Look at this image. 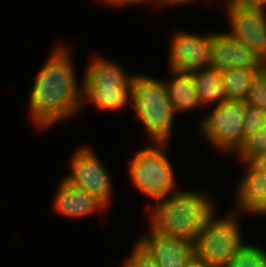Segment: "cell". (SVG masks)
<instances>
[{"mask_svg":"<svg viewBox=\"0 0 266 267\" xmlns=\"http://www.w3.org/2000/svg\"><path fill=\"white\" fill-rule=\"evenodd\" d=\"M68 52L61 46L54 50L34 82L29 108L38 128L73 115L84 104V89H78Z\"/></svg>","mask_w":266,"mask_h":267,"instance_id":"6da1fadb","label":"cell"},{"mask_svg":"<svg viewBox=\"0 0 266 267\" xmlns=\"http://www.w3.org/2000/svg\"><path fill=\"white\" fill-rule=\"evenodd\" d=\"M209 200L200 192L175 191L154 207L151 228L168 237L194 242L205 220L214 212Z\"/></svg>","mask_w":266,"mask_h":267,"instance_id":"7a4b0ae2","label":"cell"},{"mask_svg":"<svg viewBox=\"0 0 266 267\" xmlns=\"http://www.w3.org/2000/svg\"><path fill=\"white\" fill-rule=\"evenodd\" d=\"M130 101L135 113L155 142L168 143L175 112L168 98L166 82L134 75Z\"/></svg>","mask_w":266,"mask_h":267,"instance_id":"3957f363","label":"cell"},{"mask_svg":"<svg viewBox=\"0 0 266 267\" xmlns=\"http://www.w3.org/2000/svg\"><path fill=\"white\" fill-rule=\"evenodd\" d=\"M205 220L194 241L195 254L212 267H226L244 244L234 215Z\"/></svg>","mask_w":266,"mask_h":267,"instance_id":"277c9868","label":"cell"},{"mask_svg":"<svg viewBox=\"0 0 266 267\" xmlns=\"http://www.w3.org/2000/svg\"><path fill=\"white\" fill-rule=\"evenodd\" d=\"M156 144L157 147H148L136 153L132 158L129 174L140 191L160 201L175 193L172 192L175 182L172 165L161 150L167 142Z\"/></svg>","mask_w":266,"mask_h":267,"instance_id":"5b68a950","label":"cell"},{"mask_svg":"<svg viewBox=\"0 0 266 267\" xmlns=\"http://www.w3.org/2000/svg\"><path fill=\"white\" fill-rule=\"evenodd\" d=\"M244 100H223L201 123V131L213 146L220 150H234L244 141Z\"/></svg>","mask_w":266,"mask_h":267,"instance_id":"8992f818","label":"cell"},{"mask_svg":"<svg viewBox=\"0 0 266 267\" xmlns=\"http://www.w3.org/2000/svg\"><path fill=\"white\" fill-rule=\"evenodd\" d=\"M266 8L243 6L229 0L227 15L232 37L260 55L266 62Z\"/></svg>","mask_w":266,"mask_h":267,"instance_id":"52a82bcc","label":"cell"},{"mask_svg":"<svg viewBox=\"0 0 266 267\" xmlns=\"http://www.w3.org/2000/svg\"><path fill=\"white\" fill-rule=\"evenodd\" d=\"M72 173L65 178L72 186L97 196L106 205L112 193L111 179L90 148L81 147L72 158Z\"/></svg>","mask_w":266,"mask_h":267,"instance_id":"ba28073f","label":"cell"},{"mask_svg":"<svg viewBox=\"0 0 266 267\" xmlns=\"http://www.w3.org/2000/svg\"><path fill=\"white\" fill-rule=\"evenodd\" d=\"M265 66V60L239 39L229 33H212L210 67L221 71L239 67L258 72Z\"/></svg>","mask_w":266,"mask_h":267,"instance_id":"9c48e42d","label":"cell"},{"mask_svg":"<svg viewBox=\"0 0 266 267\" xmlns=\"http://www.w3.org/2000/svg\"><path fill=\"white\" fill-rule=\"evenodd\" d=\"M212 33H178L171 41L170 70L193 73L210 66Z\"/></svg>","mask_w":266,"mask_h":267,"instance_id":"30bf717a","label":"cell"},{"mask_svg":"<svg viewBox=\"0 0 266 267\" xmlns=\"http://www.w3.org/2000/svg\"><path fill=\"white\" fill-rule=\"evenodd\" d=\"M150 235H143L138 243L155 260L158 267H185L195 254L194 242L168 237L150 227Z\"/></svg>","mask_w":266,"mask_h":267,"instance_id":"8fae6325","label":"cell"},{"mask_svg":"<svg viewBox=\"0 0 266 267\" xmlns=\"http://www.w3.org/2000/svg\"><path fill=\"white\" fill-rule=\"evenodd\" d=\"M105 207L106 204L97 196L72 186L65 179L59 186L54 202V209L67 217L88 216Z\"/></svg>","mask_w":266,"mask_h":267,"instance_id":"7c38bea8","label":"cell"},{"mask_svg":"<svg viewBox=\"0 0 266 267\" xmlns=\"http://www.w3.org/2000/svg\"><path fill=\"white\" fill-rule=\"evenodd\" d=\"M248 171L241 179L237 202L242 210L266 215V172L256 169L246 162Z\"/></svg>","mask_w":266,"mask_h":267,"instance_id":"4fadbf2b","label":"cell"},{"mask_svg":"<svg viewBox=\"0 0 266 267\" xmlns=\"http://www.w3.org/2000/svg\"><path fill=\"white\" fill-rule=\"evenodd\" d=\"M82 88H131L133 79L113 62L103 58L93 59L83 76Z\"/></svg>","mask_w":266,"mask_h":267,"instance_id":"5bb4252c","label":"cell"},{"mask_svg":"<svg viewBox=\"0 0 266 267\" xmlns=\"http://www.w3.org/2000/svg\"><path fill=\"white\" fill-rule=\"evenodd\" d=\"M175 75L170 82L166 83L168 98L174 112H187L202 106L196 91L193 73L178 72L171 70Z\"/></svg>","mask_w":266,"mask_h":267,"instance_id":"9a60e30c","label":"cell"},{"mask_svg":"<svg viewBox=\"0 0 266 267\" xmlns=\"http://www.w3.org/2000/svg\"><path fill=\"white\" fill-rule=\"evenodd\" d=\"M193 78L201 105L225 100L221 70L209 66L193 72Z\"/></svg>","mask_w":266,"mask_h":267,"instance_id":"2e32d148","label":"cell"},{"mask_svg":"<svg viewBox=\"0 0 266 267\" xmlns=\"http://www.w3.org/2000/svg\"><path fill=\"white\" fill-rule=\"evenodd\" d=\"M256 73L255 69L239 67L222 70L224 99L244 100Z\"/></svg>","mask_w":266,"mask_h":267,"instance_id":"e0dca14e","label":"cell"},{"mask_svg":"<svg viewBox=\"0 0 266 267\" xmlns=\"http://www.w3.org/2000/svg\"><path fill=\"white\" fill-rule=\"evenodd\" d=\"M85 102L101 110H117L130 102L131 88H83ZM86 99V101H85ZM129 100V101H128Z\"/></svg>","mask_w":266,"mask_h":267,"instance_id":"ac0fdd59","label":"cell"},{"mask_svg":"<svg viewBox=\"0 0 266 267\" xmlns=\"http://www.w3.org/2000/svg\"><path fill=\"white\" fill-rule=\"evenodd\" d=\"M235 152L244 162H249L253 157L266 153V126L246 135Z\"/></svg>","mask_w":266,"mask_h":267,"instance_id":"d6986e66","label":"cell"},{"mask_svg":"<svg viewBox=\"0 0 266 267\" xmlns=\"http://www.w3.org/2000/svg\"><path fill=\"white\" fill-rule=\"evenodd\" d=\"M226 267H266V252L244 243Z\"/></svg>","mask_w":266,"mask_h":267,"instance_id":"ffe728a7","label":"cell"},{"mask_svg":"<svg viewBox=\"0 0 266 267\" xmlns=\"http://www.w3.org/2000/svg\"><path fill=\"white\" fill-rule=\"evenodd\" d=\"M244 101L249 106L266 111V66L254 75Z\"/></svg>","mask_w":266,"mask_h":267,"instance_id":"44dd1931","label":"cell"},{"mask_svg":"<svg viewBox=\"0 0 266 267\" xmlns=\"http://www.w3.org/2000/svg\"><path fill=\"white\" fill-rule=\"evenodd\" d=\"M243 126L244 138L266 126V111L247 105Z\"/></svg>","mask_w":266,"mask_h":267,"instance_id":"7402d4cb","label":"cell"},{"mask_svg":"<svg viewBox=\"0 0 266 267\" xmlns=\"http://www.w3.org/2000/svg\"><path fill=\"white\" fill-rule=\"evenodd\" d=\"M123 267H158L155 260L137 242L132 254L124 263Z\"/></svg>","mask_w":266,"mask_h":267,"instance_id":"603a6c76","label":"cell"},{"mask_svg":"<svg viewBox=\"0 0 266 267\" xmlns=\"http://www.w3.org/2000/svg\"><path fill=\"white\" fill-rule=\"evenodd\" d=\"M256 169L266 172V153L259 154L249 161Z\"/></svg>","mask_w":266,"mask_h":267,"instance_id":"cb8c5ba5","label":"cell"},{"mask_svg":"<svg viewBox=\"0 0 266 267\" xmlns=\"http://www.w3.org/2000/svg\"><path fill=\"white\" fill-rule=\"evenodd\" d=\"M185 267H212V266L208 264L204 259L194 254L187 261V263L185 264Z\"/></svg>","mask_w":266,"mask_h":267,"instance_id":"d4e9b609","label":"cell"},{"mask_svg":"<svg viewBox=\"0 0 266 267\" xmlns=\"http://www.w3.org/2000/svg\"><path fill=\"white\" fill-rule=\"evenodd\" d=\"M243 6L266 7V0H233Z\"/></svg>","mask_w":266,"mask_h":267,"instance_id":"484cf974","label":"cell"},{"mask_svg":"<svg viewBox=\"0 0 266 267\" xmlns=\"http://www.w3.org/2000/svg\"><path fill=\"white\" fill-rule=\"evenodd\" d=\"M103 2L108 3L109 5H125L131 3H142L145 0H103Z\"/></svg>","mask_w":266,"mask_h":267,"instance_id":"4316f807","label":"cell"},{"mask_svg":"<svg viewBox=\"0 0 266 267\" xmlns=\"http://www.w3.org/2000/svg\"><path fill=\"white\" fill-rule=\"evenodd\" d=\"M189 1H192V0H158L157 3H160V4H180V3H185V2H189Z\"/></svg>","mask_w":266,"mask_h":267,"instance_id":"83f0119b","label":"cell"},{"mask_svg":"<svg viewBox=\"0 0 266 267\" xmlns=\"http://www.w3.org/2000/svg\"><path fill=\"white\" fill-rule=\"evenodd\" d=\"M150 1H156L157 2L158 0H145V2H150Z\"/></svg>","mask_w":266,"mask_h":267,"instance_id":"f1b7e54d","label":"cell"}]
</instances>
